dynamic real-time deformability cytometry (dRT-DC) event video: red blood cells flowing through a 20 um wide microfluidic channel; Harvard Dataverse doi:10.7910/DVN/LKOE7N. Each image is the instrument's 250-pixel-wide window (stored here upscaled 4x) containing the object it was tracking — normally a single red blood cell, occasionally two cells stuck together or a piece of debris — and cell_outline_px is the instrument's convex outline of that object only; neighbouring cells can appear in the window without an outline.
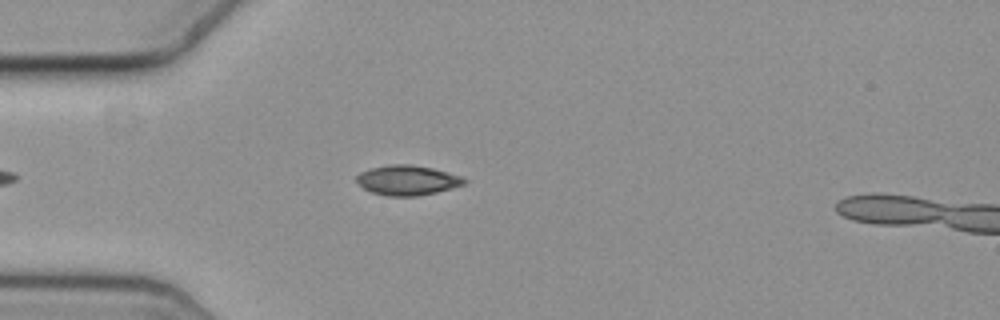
{"species": "common noctule bat (a hibernating species)", "species_latin": "Nyctalus noctula", "temperature_condition": "cold", "stored_images_in_passage": 7, "segment_of_instrument_passage": [1, 2], "camera_frame_rate_fps": 3000, "um_per_image_px": 0.085, "animal": {"sex": "female", "body_mass_g": 19.3, "forearm_length_mm": 54.1}, "frame": {"image": 1, "passage_image": 2, "time_ms": 0.333, "image_size_px": [1000, 320], "cell_outline_px": [[936, 216], [924, 220], [860, 220], [848, 216], [844, 212], [856, 196], [900, 196], [920, 200], [932, 204]], "centroid_in_image_um": [75.6, 17.74], "position_along_channel_um": 9.4, "area_um2": 13.53}}